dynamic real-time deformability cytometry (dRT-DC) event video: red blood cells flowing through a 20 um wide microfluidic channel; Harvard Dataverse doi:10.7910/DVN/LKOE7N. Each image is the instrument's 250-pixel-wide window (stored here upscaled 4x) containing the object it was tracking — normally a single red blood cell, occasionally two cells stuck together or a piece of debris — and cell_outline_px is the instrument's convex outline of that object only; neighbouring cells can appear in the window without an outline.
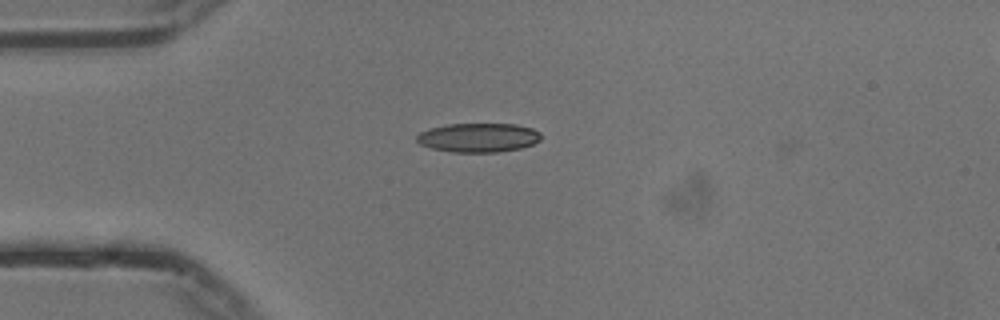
{"species": "common noctule bat (a hibernating species)", "species_latin": "Nyctalus noctula", "temperature_condition": "cold", "stored_images_in_passage": 11, "camera_frame_rate_fps": 3000, "um_per_image_px": 0.085, "animal": {"sex": "male", "body_mass_g": 13.3}, "frame": {"image": 1, "passage_image": 10, "time_ms": 3.0, "image_size_px": [1000, 320], "cell_outline_px": [[540, 140], [532, 144], [520, 148], [500, 152], [452, 152], [432, 148], [420, 144], [416, 140], [416, 136], [420, 132], [432, 128], [448, 124], [516, 124], [532, 128], [540, 132]], "centroid_in_image_um": [40.67, 11.7], "position_along_channel_um": 44.3, "area_um2": 20.98}}